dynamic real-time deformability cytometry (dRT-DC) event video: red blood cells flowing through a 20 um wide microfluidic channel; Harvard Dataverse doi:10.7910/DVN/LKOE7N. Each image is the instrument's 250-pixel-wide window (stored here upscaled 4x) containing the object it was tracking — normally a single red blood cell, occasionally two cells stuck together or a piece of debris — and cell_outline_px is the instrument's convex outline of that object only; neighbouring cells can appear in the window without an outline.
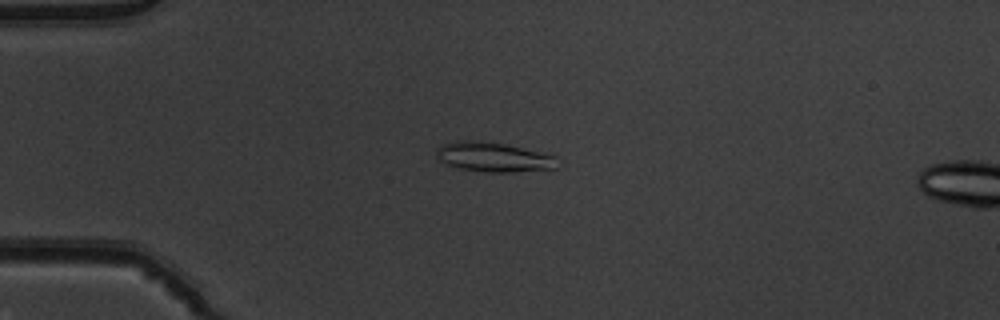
{"species": "common noctule bat (a hibernating species)", "species_latin": "Nyctalus noctula", "temperature_condition": "warm", "stored_images_in_passage": 40, "camera_frame_rate_fps": 3000, "um_per_image_px": 0.085, "animal": {"sex": "male", "body_mass_g": 19.5, "forearm_length_mm": 54.6}, "frame": {"image": 1, "passage_image": 2, "time_ms": 0.333, "image_size_px": [1000, 320], "cell_outline_px": [[556, 168], [512, 172], [484, 172], [460, 168], [448, 164], [440, 160], [436, 152], [436, 148], [440, 144], [456, 140], [472, 140], [504, 144], [540, 152], [556, 156]], "centroid_in_image_um": [41.91, 13.34], "position_along_channel_um": 43.1, "area_um2": 20.63}}
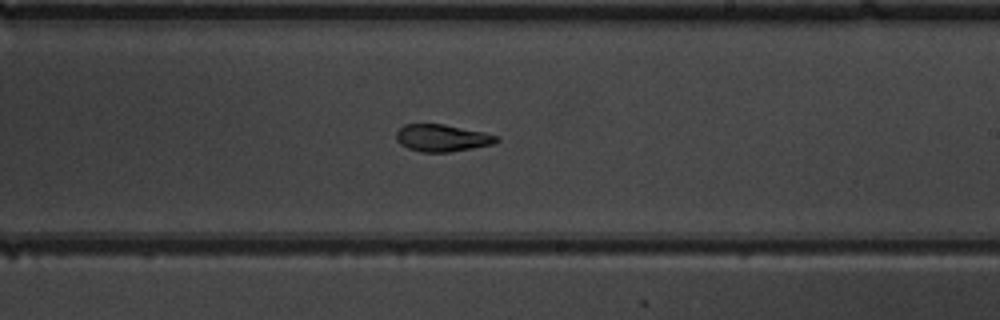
{"frame": {"image": 2, "passage_image": 20, "time_ms": 6.333, "image_size_px": [1000, 320], "cell_outline_px": [[500, 140], [492, 144], [472, 148], [448, 152], [420, 152], [408, 148], [400, 144], [396, 140], [396, 132], [404, 124], [444, 124], [484, 132], [500, 136]], "centroid_in_image_um": [37.58, 11.72], "position_along_channel_um": 251.4, "area_um2": 15.9}}
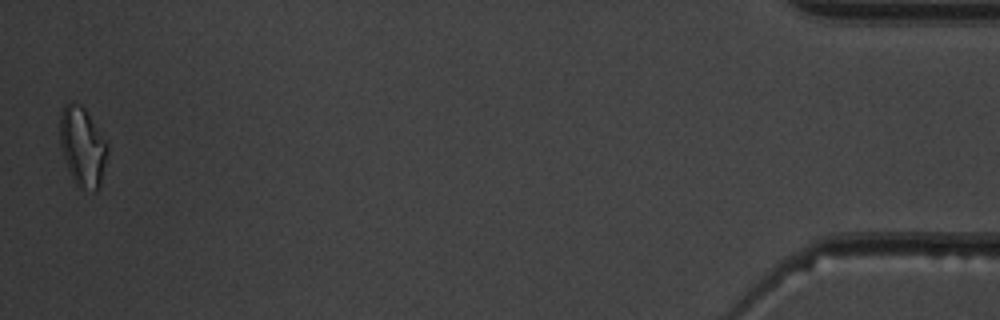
{"frame": {"image": 3, "passage_image": 40, "time_ms": 13.0, "image_size_px": [1000, 320], "cell_outline_px": [[108, 152], [100, 184], [96, 192], [80, 188], [76, 184], [68, 168], [60, 144], [60, 112], [64, 104], [68, 100], [72, 100], [80, 104], [84, 108], [108, 144]], "centroid_in_image_um": [7.0, 12.43], "position_along_channel_um": 428.2, "area_um2": 21.91}, "authors_computed_cell_mechanics": {"area_um2": 16.5597, "velocity_mm_per_s": 3.9443, "shape_relaxation_time_tau1_ms": 10.5326, "shape_relaxation_time_tau2_ms": 3.8143, "deformation_change_tau1": 0.2539, "deformation_change_tau2": 0.1029}}